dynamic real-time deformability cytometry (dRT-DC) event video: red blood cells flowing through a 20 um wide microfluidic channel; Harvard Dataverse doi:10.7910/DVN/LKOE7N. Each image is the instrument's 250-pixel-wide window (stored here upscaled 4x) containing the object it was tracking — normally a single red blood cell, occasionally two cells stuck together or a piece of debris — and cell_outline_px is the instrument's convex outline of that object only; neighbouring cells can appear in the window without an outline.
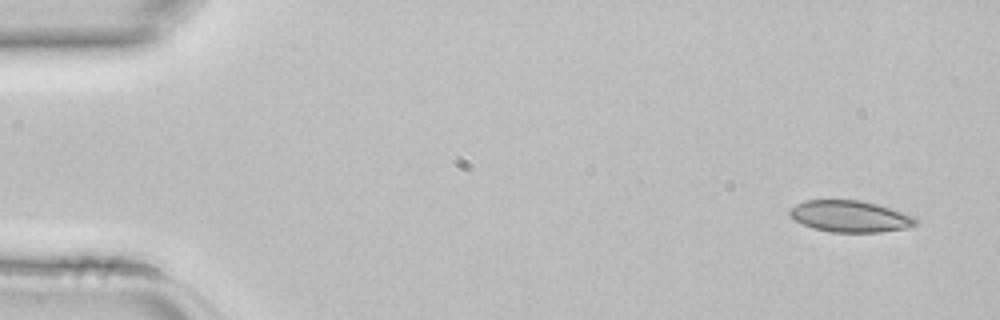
{"species": "common noctule bat (a hibernating species)", "species_latin": "Nyctalus noctula", "temperature_condition": "room temperature", "stored_images_in_passage": 2, "segment_of_instrument_passage": [2, 2], "camera_frame_rate_fps": 3000, "um_per_image_px": 0.085, "animal": {"sex": "female", "body_mass_g": 22.7, "forearm_length_mm": 54.2}, "frame": {"image": 1, "passage_image": 2, "time_ms": 0.333, "image_size_px": [1000, 320], "cell_outline_px": [[920, 224], [908, 228], [880, 232], [832, 232], [812, 228], [788, 216], [788, 208], [804, 200], [860, 200], [876, 204], [916, 216], [920, 220]], "centroid_in_image_um": [72.29, 18.39], "position_along_channel_um": 12.7, "area_um2": 23.47}}